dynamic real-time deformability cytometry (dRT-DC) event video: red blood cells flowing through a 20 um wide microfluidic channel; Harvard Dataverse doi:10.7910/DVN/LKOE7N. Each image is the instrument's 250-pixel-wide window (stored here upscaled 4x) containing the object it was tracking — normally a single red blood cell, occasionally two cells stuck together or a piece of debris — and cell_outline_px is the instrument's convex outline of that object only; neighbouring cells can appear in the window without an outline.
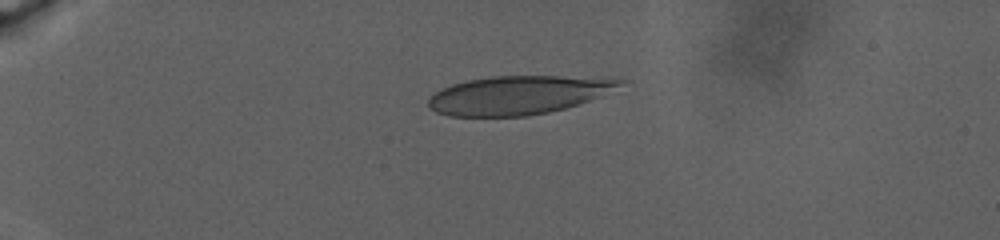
{"species": "human", "species_latin": "Homo sapiens", "temperature_condition": "warm", "stored_images_in_passage": 10, "camera_frame_rate_fps": 3000, "um_per_image_px": 0.085, "donor": {"sex": "male"}, "frame": {"image": 1, "passage_image": 1, "time_ms": 0.0, "image_size_px": [1000, 240], "cell_outline_px": [[628, 80], [600, 96], [564, 108], [548, 112], [528, 116], [448, 116], [436, 112], [428, 108], [428, 100], [436, 92], [452, 84], [468, 80], [492, 76], [560, 76]], "centroid_in_image_um": [43.96, 8.09], "position_along_channel_um": 41.0, "area_um2": 42.43}}
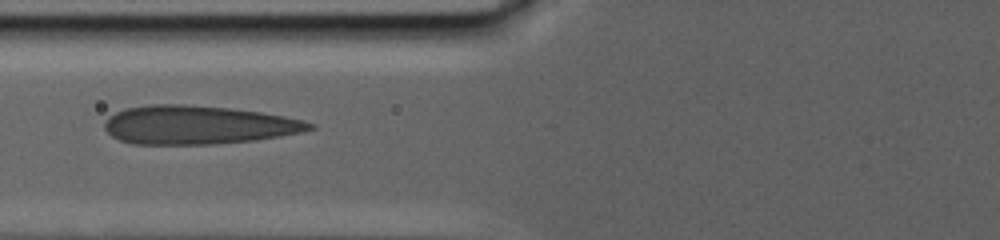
{"frame": {"image": 2, "passage_image": 6, "time_ms": 5.667, "image_size_px": [1000, 240], "cell_outline_px": [[316, 128], [300, 132], [280, 136], [256, 140], [212, 144], [132, 144], [120, 140], [112, 136], [104, 128], [104, 120], [116, 112], [128, 108], [152, 104], [184, 104], [228, 108], [260, 112], [284, 116], [304, 120], [316, 124]], "centroid_in_image_um": [16.83, 10.62], "position_along_channel_um": 109.0, "area_um2": 46.07}}
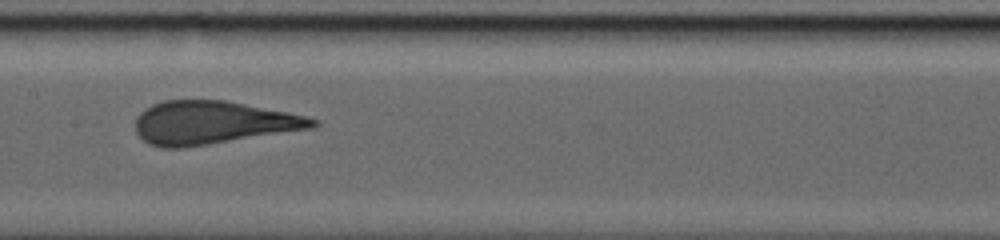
{"frame": {"image": 3, "passage_image": 9, "time_ms": 9.0, "image_size_px": [1000, 240], "cell_outline_px": [[320, 124], [312, 128], [208, 144], [180, 148], [160, 148], [148, 144], [136, 132], [136, 120], [140, 112], [144, 108], [152, 104], [164, 100], [224, 100], [288, 112], [308, 116], [320, 120]], "centroid_in_image_um": [18.08, 10.42], "position_along_channel_um": 189.3, "area_um2": 44.45}}